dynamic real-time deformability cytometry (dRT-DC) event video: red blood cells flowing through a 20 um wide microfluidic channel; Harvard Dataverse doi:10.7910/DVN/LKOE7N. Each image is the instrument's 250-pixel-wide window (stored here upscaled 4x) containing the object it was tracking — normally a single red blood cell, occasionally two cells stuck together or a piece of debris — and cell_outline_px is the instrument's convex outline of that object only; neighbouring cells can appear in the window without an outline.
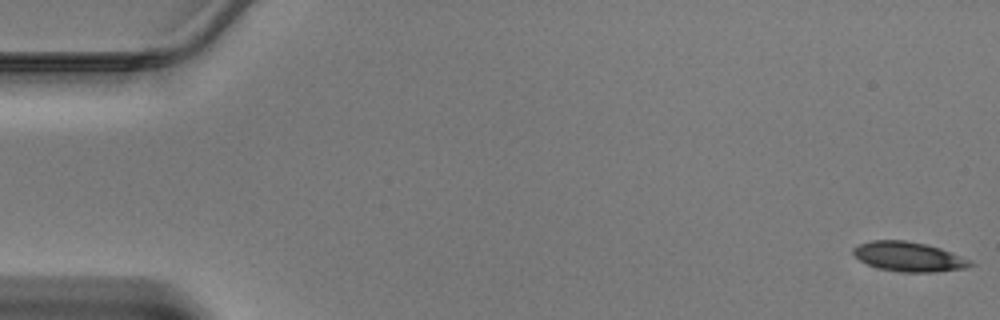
{"species": "Egyptian fruit bat (a non-hibernating species)", "species_latin": "Rousettus aegyptiacus", "temperature_condition": "warm", "stored_images_in_passage": 46, "camera_frame_rate_fps": 3000, "um_per_image_px": 0.085, "animal": {"sex": "male"}, "frame": {"image": 1, "passage_image": 1, "time_ms": 0.0, "image_size_px": [1000, 320], "cell_outline_px": [[976, 264], [968, 268], [936, 272], [900, 272], [876, 268], [860, 260], [852, 252], [852, 248], [860, 244], [872, 240], [904, 240], [928, 244], [940, 248], [972, 260]], "centroid_in_image_um": [77.28, 21.82], "position_along_channel_um": 7.7, "area_um2": 20.4}}
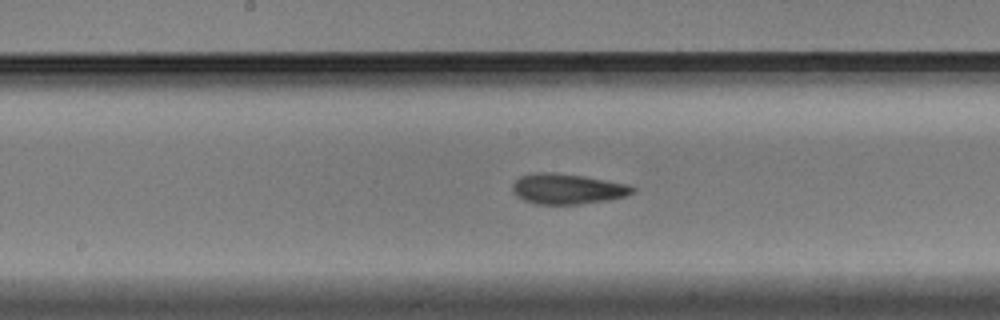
{"frame": {"image": 2, "passage_image": 24, "time_ms": 7.667, "image_size_px": [1000, 320], "cell_outline_px": [[636, 192], [628, 196], [608, 200], [580, 204], [536, 204], [524, 200], [516, 196], [512, 188], [512, 184], [520, 176], [532, 172], [556, 172], [584, 176], [628, 184], [636, 188]], "centroid_in_image_um": [48.25, 16.05], "position_along_channel_um": 200.0, "area_um2": 21.56}}
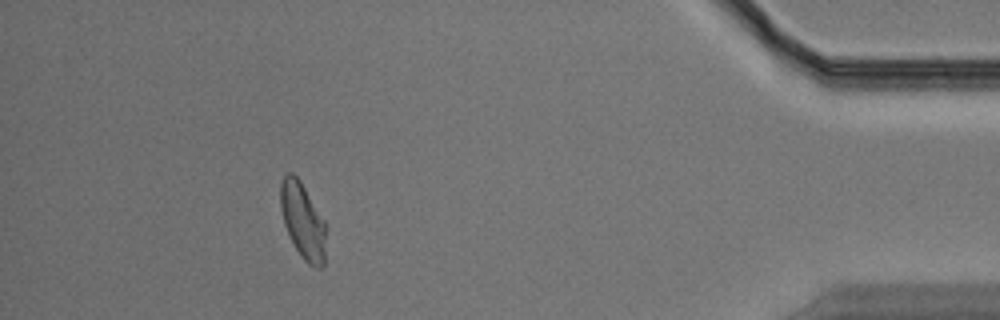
{"frame": {"image": 3, "passage_image": 42, "time_ms": 13.667, "image_size_px": [1000, 320], "cell_outline_px": [[324, 264], [320, 268], [316, 268], [308, 264], [300, 256], [284, 224], [280, 208], [280, 184], [284, 176], [288, 172], [292, 172], [300, 180], [324, 220]], "centroid_in_image_um": [25.71, 18.75], "position_along_channel_um": 409.5, "area_um2": 19.77}}